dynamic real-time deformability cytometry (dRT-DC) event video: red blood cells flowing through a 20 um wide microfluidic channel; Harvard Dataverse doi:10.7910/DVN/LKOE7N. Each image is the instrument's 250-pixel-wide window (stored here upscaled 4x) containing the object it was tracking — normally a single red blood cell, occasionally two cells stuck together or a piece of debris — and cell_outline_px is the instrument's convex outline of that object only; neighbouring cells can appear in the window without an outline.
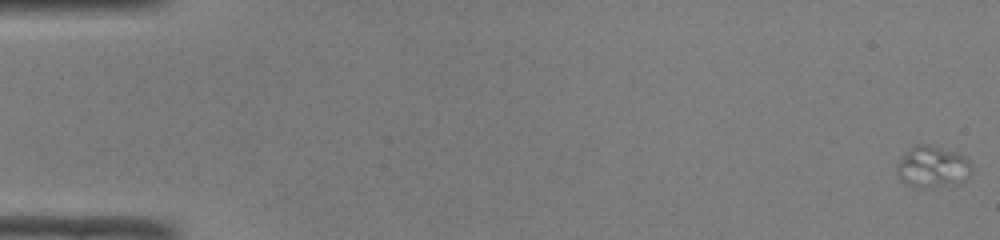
{"species": "common noctule bat (a hibernating species)", "species_latin": "Nyctalus noctula", "temperature_condition": "room temperature", "stored_images_in_passage": 41, "camera_frame_rate_fps": 3000, "um_per_image_px": 0.085, "animal": {"sex": "male", "body_mass_g": 19.0, "forearm_length_mm": 50.8}, "frame": {"image": 1, "passage_image": 1, "time_ms": 0.0, "image_size_px": [1000, 240], "cell_outline_px": [[972, 168], [968, 176], [956, 184], [924, 188], [920, 188], [908, 184], [896, 172], [896, 164], [904, 152], [916, 144], [928, 144], [956, 152], [968, 160]], "centroid_in_image_um": [79.23, 14.16], "position_along_channel_um": 5.8, "area_um2": 17.92}}
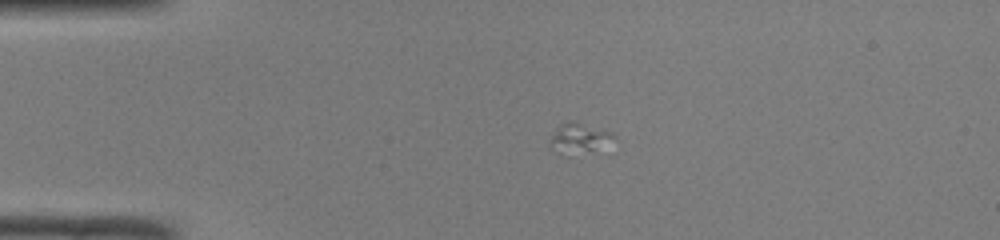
{"frame": {"image": 2, "passage_image": 12, "time_ms": 3.667, "image_size_px": [1000, 240], "cell_outline_px": [[616, 136], [592, 148], [568, 156], [548, 144], [548, 140], [560, 124], [568, 120], [612, 132]], "centroid_in_image_um": [49.1, 11.7], "position_along_channel_um": 35.9, "area_um2": 10.23}}